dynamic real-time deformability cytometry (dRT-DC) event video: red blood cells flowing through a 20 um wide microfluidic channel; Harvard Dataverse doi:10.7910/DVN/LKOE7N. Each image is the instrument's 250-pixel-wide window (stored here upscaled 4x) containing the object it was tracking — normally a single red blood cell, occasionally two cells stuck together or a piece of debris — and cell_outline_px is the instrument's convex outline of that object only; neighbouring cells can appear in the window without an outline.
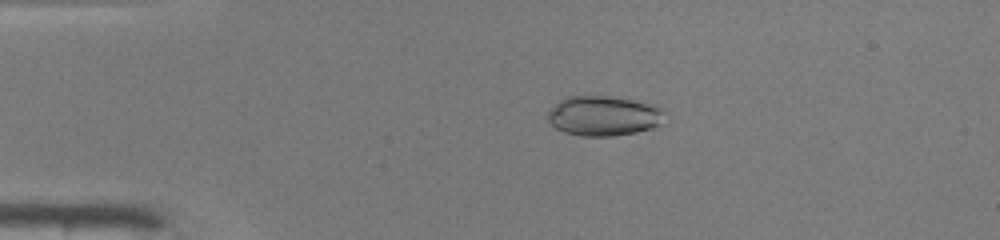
{"species": "common noctule bat (a hibernating species)", "species_latin": "Nyctalus noctula", "temperature_condition": "warm", "stored_images_in_passage": 48, "camera_frame_rate_fps": 3000, "um_per_image_px": 0.085, "animal": {"sex": "male", "body_mass_g": 19.0, "forearm_length_mm": 50.8}, "frame": {"image": 1, "passage_image": 10, "time_ms": 3.0, "image_size_px": [1000, 240], "cell_outline_px": [[664, 112], [660, 124], [652, 128], [636, 132], [612, 136], [580, 136], [564, 132], [548, 124], [544, 116], [560, 100], [568, 96], [608, 96], [660, 104], [664, 108]], "centroid_in_image_um": [51.3, 9.84], "position_along_channel_um": 33.7, "area_um2": 27.63}}
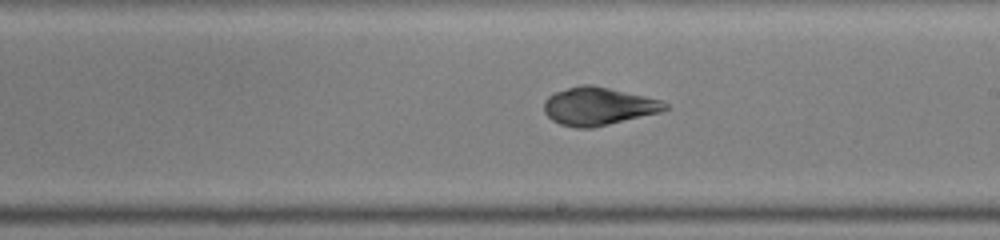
{"frame": {"image": 2, "passage_image": 28, "time_ms": 9.0, "image_size_px": [1000, 240], "cell_outline_px": [[668, 108], [660, 112], [592, 128], [576, 128], [560, 124], [552, 120], [544, 112], [544, 100], [548, 96], [556, 92], [580, 84], [592, 84], [664, 100], [668, 104]], "centroid_in_image_um": [50.86, 9.02], "position_along_channel_um": 238.1, "area_um2": 26.82}}
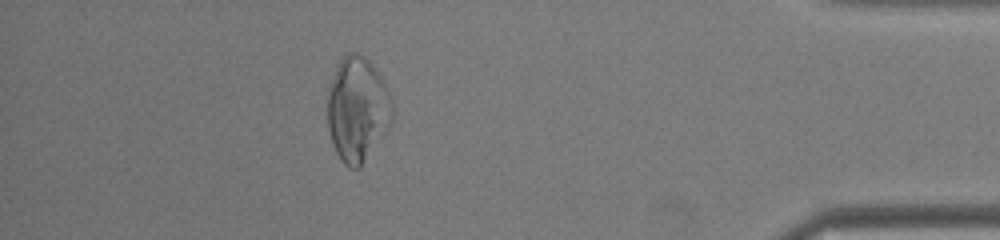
{"frame": {"image": 3, "passage_image": 43, "time_ms": 14.0, "image_size_px": [1000, 240], "cell_outline_px": [[392, 120], [360, 168], [348, 168], [340, 160], [336, 152], [328, 128], [328, 88], [336, 64], [348, 52], [356, 52], [364, 56], [372, 64], [380, 76], [384, 84], [392, 104]], "centroid_in_image_um": [30.34, 9.27], "position_along_channel_um": 404.9, "area_um2": 39.13}, "authors_computed_cell_mechanics": {"area_um2": 27.8018, "velocity_mm_per_s": 4.2011, "shape_relaxation_time_tau1_ms": 3.5261, "shape_relaxation_time_tau2_ms": null, "deformation_change_tau1": 0.1481, "deformation_change_tau2": null}}